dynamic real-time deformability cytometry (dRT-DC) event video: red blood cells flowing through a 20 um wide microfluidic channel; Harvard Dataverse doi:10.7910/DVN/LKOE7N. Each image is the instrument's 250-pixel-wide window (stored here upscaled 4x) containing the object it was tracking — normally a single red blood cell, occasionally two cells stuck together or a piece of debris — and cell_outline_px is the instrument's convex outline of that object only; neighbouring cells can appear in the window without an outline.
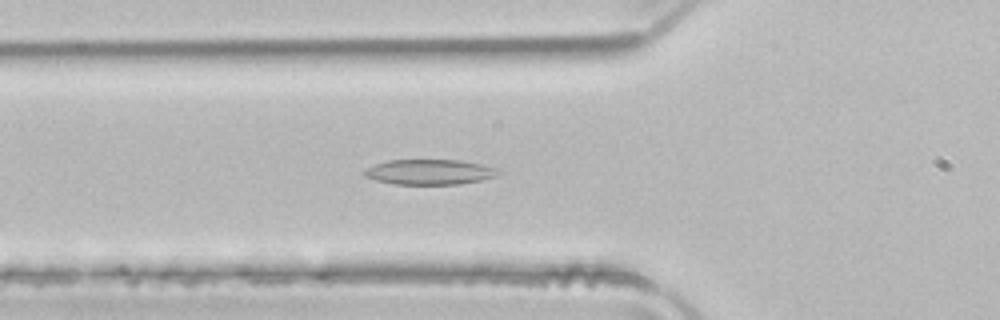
{"species": "common noctule bat (a hibernating species)", "species_latin": "Nyctalus noctula", "temperature_condition": "room temperature", "stored_images_in_passage": 51, "camera_frame_rate_fps": 3000, "um_per_image_px": 0.085, "animal": {"sex": "male", "body_mass_g": 21.5, "forearm_length_mm": 52.0}, "frame": {"image": 1, "passage_image": 18, "time_ms": 5.667, "image_size_px": [1000, 320], "cell_outline_px": [[500, 172], [496, 176], [480, 180], [460, 184], [396, 184], [376, 180], [364, 176], [364, 168], [388, 160], [460, 160], [480, 164], [496, 168]], "centroid_in_image_um": [36.49, 14.61], "position_along_channel_um": 89.3, "area_um2": 19.54}}
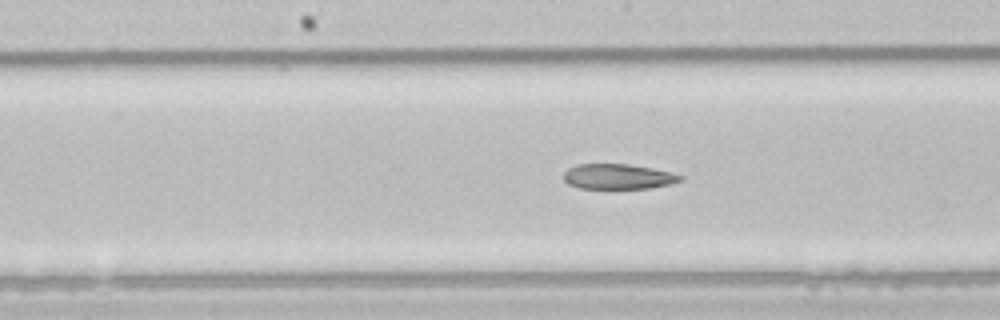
{"frame": {"image": 2, "passage_image": 26, "time_ms": 8.333, "image_size_px": [1000, 320], "cell_outline_px": [[684, 180], [672, 184], [648, 188], [580, 188], [568, 184], [564, 180], [564, 172], [568, 168], [576, 164], [628, 164], [652, 168], [672, 172], [684, 176]], "centroid_in_image_um": [52.57, 15.0], "position_along_channel_um": 195.6, "area_um2": 17.22}}
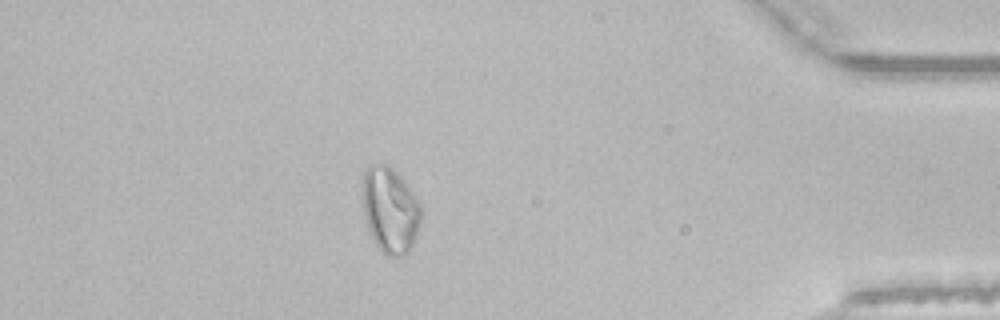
{"frame": {"image": 3, "passage_image": 45, "time_ms": 14.667, "image_size_px": [1000, 320], "cell_outline_px": [[420, 224], [416, 236], [408, 252], [400, 256], [388, 256], [376, 244], [368, 228], [364, 212], [364, 172], [372, 164], [384, 164], [392, 168], [400, 176], [420, 204]], "centroid_in_image_um": [33.17, 17.87], "position_along_channel_um": 402.0, "area_um2": 28.38}, "authors_computed_cell_mechanics": {"area_um2": 22.7732, "velocity_mm_per_s": 3.9612, "shape_relaxation_time_tau1_ms": null, "shape_relaxation_time_tau2_ms": 5.8875, "deformation_change_tau1": null, "deformation_change_tau2": 0.1489}}